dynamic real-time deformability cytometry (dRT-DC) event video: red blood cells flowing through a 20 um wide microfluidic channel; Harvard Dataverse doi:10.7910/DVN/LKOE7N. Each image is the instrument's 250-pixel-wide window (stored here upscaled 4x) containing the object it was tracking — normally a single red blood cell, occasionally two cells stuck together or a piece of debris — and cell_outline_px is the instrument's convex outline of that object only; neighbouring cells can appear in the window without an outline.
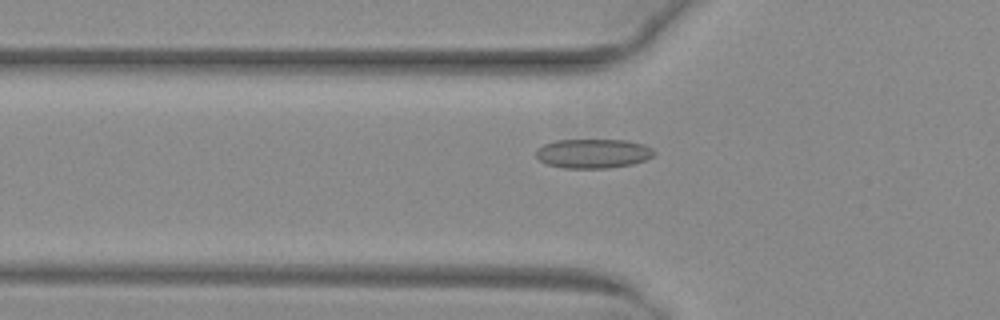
{"species": "common noctule bat (a hibernating species)", "species_latin": "Nyctalus noctula", "temperature_condition": "warm", "stored_images_in_passage": 28, "camera_frame_rate_fps": 3000, "um_per_image_px": 0.085, "animal": {"sex": "female", "body_mass_g": 29.2, "forearm_length_mm": 56.3}, "frame": {"image": 1, "passage_image": 4, "time_ms": 1.0, "image_size_px": [1000, 320], "cell_outline_px": [[656, 152], [652, 156], [644, 160], [632, 164], [608, 168], [564, 168], [548, 164], [540, 160], [536, 156], [536, 152], [544, 144], [556, 140], [624, 140], [644, 144], [652, 148]], "centroid_in_image_um": [50.43, 13.04], "position_along_channel_um": 75.4, "area_um2": 20.0}}
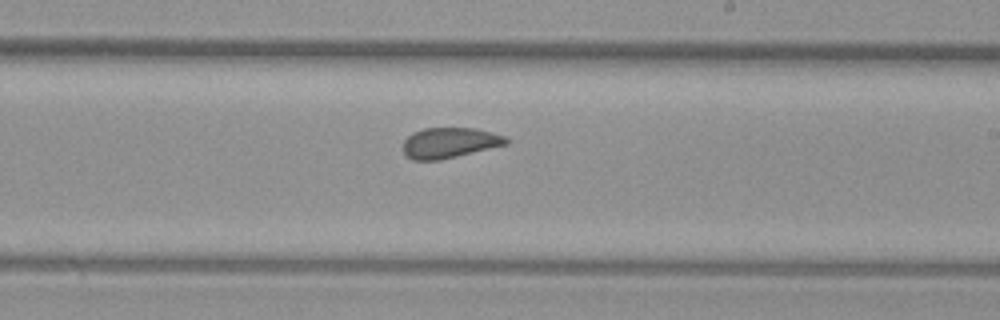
{"frame": {"image": 2, "passage_image": 17, "time_ms": 5.333, "image_size_px": [1000, 320], "cell_outline_px": [[508, 144], [440, 160], [412, 160], [404, 152], [404, 140], [412, 132], [424, 128], [476, 128], [508, 136]], "centroid_in_image_um": [38.24, 12.13], "position_along_channel_um": 250.8, "area_um2": 18.32}}
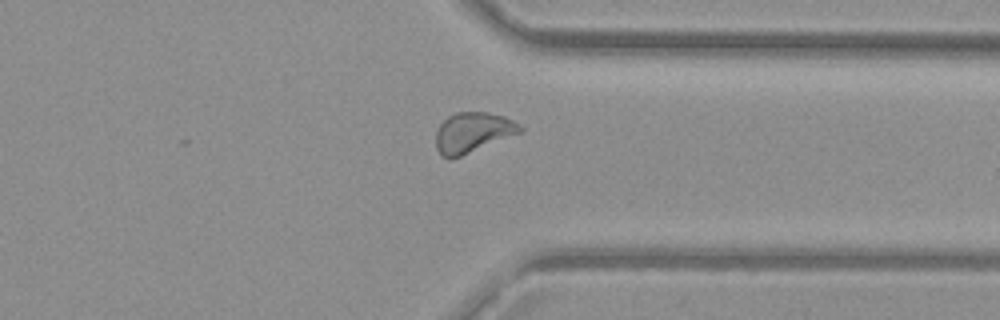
{"frame": {"image": 3, "passage_image": 26, "time_ms": 8.333, "image_size_px": [1000, 320], "cell_outline_px": [[524, 132], [460, 156], [448, 160], [436, 148], [436, 132], [440, 124], [448, 116], [456, 112], [488, 112], [504, 116], [520, 124], [524, 128]], "centroid_in_image_um": [40.22, 11.25], "position_along_channel_um": 371.2, "area_um2": 19.83}, "authors_computed_cell_mechanics": {"area_um2": 18.8428, "velocity_mm_per_s": 4.0431, "shape_relaxation_time_tau1_ms": null, "shape_relaxation_time_tau2_ms": 1.0564, "deformation_change_tau1": null, "deformation_change_tau2": 0.0652}}